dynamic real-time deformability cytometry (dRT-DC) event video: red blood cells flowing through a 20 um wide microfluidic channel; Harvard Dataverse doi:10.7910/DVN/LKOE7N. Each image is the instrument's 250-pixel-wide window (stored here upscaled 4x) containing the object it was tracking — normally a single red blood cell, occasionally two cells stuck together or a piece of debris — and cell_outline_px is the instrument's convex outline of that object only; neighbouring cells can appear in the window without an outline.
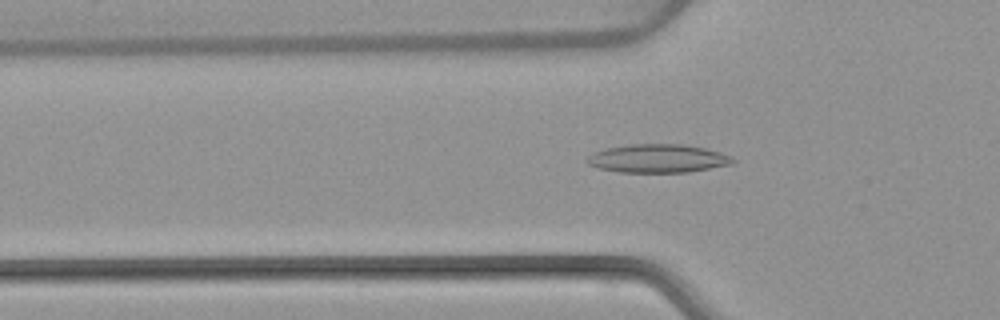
{"species": "common noctule bat (a hibernating species)", "species_latin": "Nyctalus noctula", "temperature_condition": "warm", "stored_images_in_passage": 52, "camera_frame_rate_fps": 3000, "um_per_image_px": 0.085, "animal": {"sex": "female", "body_mass_g": 22.7, "forearm_length_mm": 54.2}, "frame": {"image": 1, "passage_image": 17, "time_ms": 5.333, "image_size_px": [1000, 320], "cell_outline_px": [[736, 160], [732, 164], [688, 172], [620, 172], [596, 168], [588, 164], [584, 160], [592, 152], [604, 148], [628, 144], [680, 144], [704, 148], [720, 152], [732, 156]], "centroid_in_image_um": [55.87, 13.47], "position_along_channel_um": 69.9, "area_um2": 24.33}}
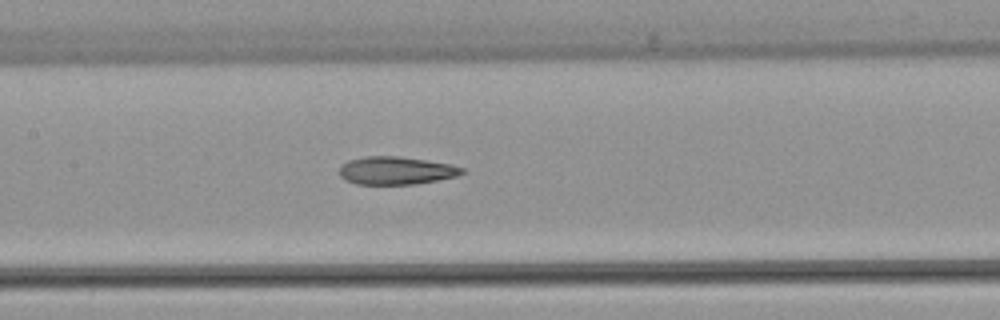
{"frame": {"image": 2, "passage_image": 25, "time_ms": 8.0, "image_size_px": [1000, 320], "cell_outline_px": [[464, 172], [456, 176], [436, 180], [412, 184], [356, 184], [344, 180], [340, 176], [340, 164], [348, 160], [364, 156], [400, 156], [452, 164], [464, 168]], "centroid_in_image_um": [33.62, 14.49], "position_along_channel_um": 173.8, "area_um2": 20.0}}
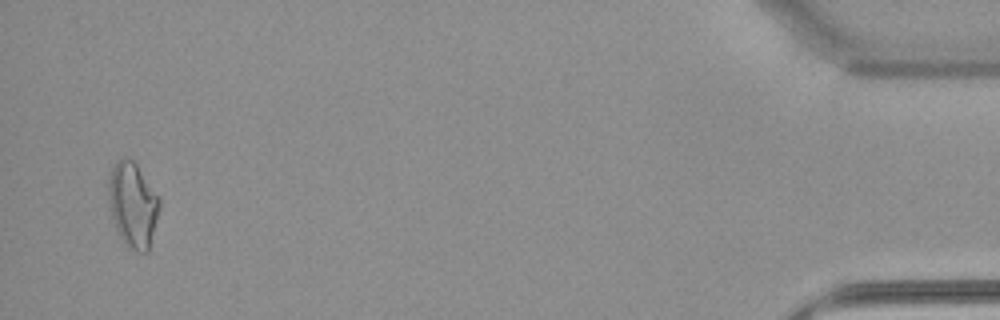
{"frame": {"image": 3, "passage_image": 51, "time_ms": 16.667, "image_size_px": [1000, 320], "cell_outline_px": [[160, 208], [148, 252], [136, 252], [128, 248], [124, 244], [116, 228], [112, 216], [108, 196], [108, 176], [116, 160], [132, 160], [136, 164], [160, 196]], "centroid_in_image_um": [11.3, 17.43], "position_along_channel_um": 423.9, "area_um2": 25.26}, "authors_computed_cell_mechanics": {"area_um2": 21.2993, "velocity_mm_per_s": 3.8694, "shape_relaxation_time_tau1_ms": 9.9221, "shape_relaxation_time_tau2_ms": 3.1358, "deformation_change_tau1": 0.2516, "deformation_change_tau2": 0.1333}}